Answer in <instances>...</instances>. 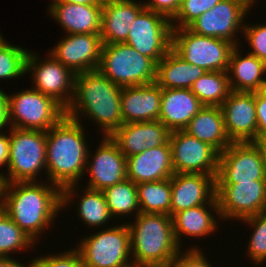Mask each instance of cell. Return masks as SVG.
Here are the masks:
<instances>
[{
	"label": "cell",
	"mask_w": 266,
	"mask_h": 267,
	"mask_svg": "<svg viewBox=\"0 0 266 267\" xmlns=\"http://www.w3.org/2000/svg\"><path fill=\"white\" fill-rule=\"evenodd\" d=\"M84 130L80 122L65 115L46 132L47 183L62 190V209L73 203L72 198L78 192L74 190L86 174L89 146Z\"/></svg>",
	"instance_id": "obj_1"
},
{
	"label": "cell",
	"mask_w": 266,
	"mask_h": 267,
	"mask_svg": "<svg viewBox=\"0 0 266 267\" xmlns=\"http://www.w3.org/2000/svg\"><path fill=\"white\" fill-rule=\"evenodd\" d=\"M61 208L62 190L52 183H7L3 210L34 242L51 227Z\"/></svg>",
	"instance_id": "obj_2"
},
{
	"label": "cell",
	"mask_w": 266,
	"mask_h": 267,
	"mask_svg": "<svg viewBox=\"0 0 266 267\" xmlns=\"http://www.w3.org/2000/svg\"><path fill=\"white\" fill-rule=\"evenodd\" d=\"M121 91V86L98 69L76 74L74 96L66 116L81 123L80 115H84L99 124L104 136H111L123 125Z\"/></svg>",
	"instance_id": "obj_3"
},
{
	"label": "cell",
	"mask_w": 266,
	"mask_h": 267,
	"mask_svg": "<svg viewBox=\"0 0 266 267\" xmlns=\"http://www.w3.org/2000/svg\"><path fill=\"white\" fill-rule=\"evenodd\" d=\"M126 223L130 233L132 263L145 267H170L181 247L174 236L170 215L139 213Z\"/></svg>",
	"instance_id": "obj_4"
},
{
	"label": "cell",
	"mask_w": 266,
	"mask_h": 267,
	"mask_svg": "<svg viewBox=\"0 0 266 267\" xmlns=\"http://www.w3.org/2000/svg\"><path fill=\"white\" fill-rule=\"evenodd\" d=\"M98 70L121 87L154 83L157 64L126 43L103 44Z\"/></svg>",
	"instance_id": "obj_5"
},
{
	"label": "cell",
	"mask_w": 266,
	"mask_h": 267,
	"mask_svg": "<svg viewBox=\"0 0 266 267\" xmlns=\"http://www.w3.org/2000/svg\"><path fill=\"white\" fill-rule=\"evenodd\" d=\"M8 121L12 128L47 132L65 115L66 109L53 97L33 89L7 95Z\"/></svg>",
	"instance_id": "obj_6"
},
{
	"label": "cell",
	"mask_w": 266,
	"mask_h": 267,
	"mask_svg": "<svg viewBox=\"0 0 266 267\" xmlns=\"http://www.w3.org/2000/svg\"><path fill=\"white\" fill-rule=\"evenodd\" d=\"M7 183L38 181L46 173V132L10 127Z\"/></svg>",
	"instance_id": "obj_7"
},
{
	"label": "cell",
	"mask_w": 266,
	"mask_h": 267,
	"mask_svg": "<svg viewBox=\"0 0 266 267\" xmlns=\"http://www.w3.org/2000/svg\"><path fill=\"white\" fill-rule=\"evenodd\" d=\"M124 223L105 227L78 242L85 267H125L132 263L130 233Z\"/></svg>",
	"instance_id": "obj_8"
},
{
	"label": "cell",
	"mask_w": 266,
	"mask_h": 267,
	"mask_svg": "<svg viewBox=\"0 0 266 267\" xmlns=\"http://www.w3.org/2000/svg\"><path fill=\"white\" fill-rule=\"evenodd\" d=\"M235 47L228 40L200 36L188 28L172 29L171 48L186 62L206 71H227Z\"/></svg>",
	"instance_id": "obj_9"
},
{
	"label": "cell",
	"mask_w": 266,
	"mask_h": 267,
	"mask_svg": "<svg viewBox=\"0 0 266 267\" xmlns=\"http://www.w3.org/2000/svg\"><path fill=\"white\" fill-rule=\"evenodd\" d=\"M124 43L157 64L172 46L171 21L144 8L131 23L128 38Z\"/></svg>",
	"instance_id": "obj_10"
},
{
	"label": "cell",
	"mask_w": 266,
	"mask_h": 267,
	"mask_svg": "<svg viewBox=\"0 0 266 267\" xmlns=\"http://www.w3.org/2000/svg\"><path fill=\"white\" fill-rule=\"evenodd\" d=\"M266 181L261 152L255 142H232L219 153L216 184Z\"/></svg>",
	"instance_id": "obj_11"
},
{
	"label": "cell",
	"mask_w": 266,
	"mask_h": 267,
	"mask_svg": "<svg viewBox=\"0 0 266 267\" xmlns=\"http://www.w3.org/2000/svg\"><path fill=\"white\" fill-rule=\"evenodd\" d=\"M220 219L242 221L266 211V181L216 184Z\"/></svg>",
	"instance_id": "obj_12"
},
{
	"label": "cell",
	"mask_w": 266,
	"mask_h": 267,
	"mask_svg": "<svg viewBox=\"0 0 266 267\" xmlns=\"http://www.w3.org/2000/svg\"><path fill=\"white\" fill-rule=\"evenodd\" d=\"M36 54L28 52L26 58V74L32 71L33 89L53 97L67 109L73 100L76 75L51 54L45 61Z\"/></svg>",
	"instance_id": "obj_13"
},
{
	"label": "cell",
	"mask_w": 266,
	"mask_h": 267,
	"mask_svg": "<svg viewBox=\"0 0 266 267\" xmlns=\"http://www.w3.org/2000/svg\"><path fill=\"white\" fill-rule=\"evenodd\" d=\"M174 173L217 175L219 152L184 130L170 132Z\"/></svg>",
	"instance_id": "obj_14"
},
{
	"label": "cell",
	"mask_w": 266,
	"mask_h": 267,
	"mask_svg": "<svg viewBox=\"0 0 266 267\" xmlns=\"http://www.w3.org/2000/svg\"><path fill=\"white\" fill-rule=\"evenodd\" d=\"M250 10L241 0H220L187 28L197 35L225 39L238 46L236 33L243 31Z\"/></svg>",
	"instance_id": "obj_15"
},
{
	"label": "cell",
	"mask_w": 266,
	"mask_h": 267,
	"mask_svg": "<svg viewBox=\"0 0 266 267\" xmlns=\"http://www.w3.org/2000/svg\"><path fill=\"white\" fill-rule=\"evenodd\" d=\"M101 141L94 155L88 150L85 170L90 176L85 187L99 191L127 179V158L117 143L110 136H103Z\"/></svg>",
	"instance_id": "obj_16"
},
{
	"label": "cell",
	"mask_w": 266,
	"mask_h": 267,
	"mask_svg": "<svg viewBox=\"0 0 266 267\" xmlns=\"http://www.w3.org/2000/svg\"><path fill=\"white\" fill-rule=\"evenodd\" d=\"M102 46L100 33L66 34L48 55L51 54L76 75L98 69Z\"/></svg>",
	"instance_id": "obj_17"
},
{
	"label": "cell",
	"mask_w": 266,
	"mask_h": 267,
	"mask_svg": "<svg viewBox=\"0 0 266 267\" xmlns=\"http://www.w3.org/2000/svg\"><path fill=\"white\" fill-rule=\"evenodd\" d=\"M220 108L231 142H254L257 139L255 92L232 91Z\"/></svg>",
	"instance_id": "obj_18"
},
{
	"label": "cell",
	"mask_w": 266,
	"mask_h": 267,
	"mask_svg": "<svg viewBox=\"0 0 266 267\" xmlns=\"http://www.w3.org/2000/svg\"><path fill=\"white\" fill-rule=\"evenodd\" d=\"M216 176L174 173L171 180L170 216L210 203L216 197Z\"/></svg>",
	"instance_id": "obj_19"
},
{
	"label": "cell",
	"mask_w": 266,
	"mask_h": 267,
	"mask_svg": "<svg viewBox=\"0 0 266 267\" xmlns=\"http://www.w3.org/2000/svg\"><path fill=\"white\" fill-rule=\"evenodd\" d=\"M173 175L169 140L164 145L127 157V179L135 184L160 181Z\"/></svg>",
	"instance_id": "obj_20"
},
{
	"label": "cell",
	"mask_w": 266,
	"mask_h": 267,
	"mask_svg": "<svg viewBox=\"0 0 266 267\" xmlns=\"http://www.w3.org/2000/svg\"><path fill=\"white\" fill-rule=\"evenodd\" d=\"M161 110V87L156 83L122 87V122L157 121Z\"/></svg>",
	"instance_id": "obj_21"
},
{
	"label": "cell",
	"mask_w": 266,
	"mask_h": 267,
	"mask_svg": "<svg viewBox=\"0 0 266 267\" xmlns=\"http://www.w3.org/2000/svg\"><path fill=\"white\" fill-rule=\"evenodd\" d=\"M203 106L190 89L161 88V110L158 120L170 132L184 130Z\"/></svg>",
	"instance_id": "obj_22"
},
{
	"label": "cell",
	"mask_w": 266,
	"mask_h": 267,
	"mask_svg": "<svg viewBox=\"0 0 266 267\" xmlns=\"http://www.w3.org/2000/svg\"><path fill=\"white\" fill-rule=\"evenodd\" d=\"M103 5L51 3L50 15L60 23L66 34L100 33Z\"/></svg>",
	"instance_id": "obj_23"
},
{
	"label": "cell",
	"mask_w": 266,
	"mask_h": 267,
	"mask_svg": "<svg viewBox=\"0 0 266 267\" xmlns=\"http://www.w3.org/2000/svg\"><path fill=\"white\" fill-rule=\"evenodd\" d=\"M144 8L140 0L104 3L100 30L102 43H124L131 23Z\"/></svg>",
	"instance_id": "obj_24"
},
{
	"label": "cell",
	"mask_w": 266,
	"mask_h": 267,
	"mask_svg": "<svg viewBox=\"0 0 266 267\" xmlns=\"http://www.w3.org/2000/svg\"><path fill=\"white\" fill-rule=\"evenodd\" d=\"M236 46L230 56L228 77L233 92H258L266 87V63L255 55L242 56ZM231 74V75H230Z\"/></svg>",
	"instance_id": "obj_25"
},
{
	"label": "cell",
	"mask_w": 266,
	"mask_h": 267,
	"mask_svg": "<svg viewBox=\"0 0 266 267\" xmlns=\"http://www.w3.org/2000/svg\"><path fill=\"white\" fill-rule=\"evenodd\" d=\"M209 208V209H207ZM212 210L211 212L209 210ZM220 218L217 198L215 197L210 203L200 205L194 208L176 213L173 219L174 236L177 244L181 247L182 236L193 238L206 237L218 230L217 218ZM213 212V214H212ZM217 229V230H216Z\"/></svg>",
	"instance_id": "obj_26"
},
{
	"label": "cell",
	"mask_w": 266,
	"mask_h": 267,
	"mask_svg": "<svg viewBox=\"0 0 266 267\" xmlns=\"http://www.w3.org/2000/svg\"><path fill=\"white\" fill-rule=\"evenodd\" d=\"M184 131L200 141L210 144L219 153L232 143L225 130L222 110L217 106H203Z\"/></svg>",
	"instance_id": "obj_27"
},
{
	"label": "cell",
	"mask_w": 266,
	"mask_h": 267,
	"mask_svg": "<svg viewBox=\"0 0 266 267\" xmlns=\"http://www.w3.org/2000/svg\"><path fill=\"white\" fill-rule=\"evenodd\" d=\"M206 70L186 62L172 48L157 63L155 82L165 89H190Z\"/></svg>",
	"instance_id": "obj_28"
},
{
	"label": "cell",
	"mask_w": 266,
	"mask_h": 267,
	"mask_svg": "<svg viewBox=\"0 0 266 267\" xmlns=\"http://www.w3.org/2000/svg\"><path fill=\"white\" fill-rule=\"evenodd\" d=\"M190 90L204 106L220 107L232 92L227 71H206Z\"/></svg>",
	"instance_id": "obj_29"
},
{
	"label": "cell",
	"mask_w": 266,
	"mask_h": 267,
	"mask_svg": "<svg viewBox=\"0 0 266 267\" xmlns=\"http://www.w3.org/2000/svg\"><path fill=\"white\" fill-rule=\"evenodd\" d=\"M140 213L170 215L171 180L170 178L136 184Z\"/></svg>",
	"instance_id": "obj_30"
},
{
	"label": "cell",
	"mask_w": 266,
	"mask_h": 267,
	"mask_svg": "<svg viewBox=\"0 0 266 267\" xmlns=\"http://www.w3.org/2000/svg\"><path fill=\"white\" fill-rule=\"evenodd\" d=\"M111 216L124 217L140 213L136 184L129 179L103 190ZM135 211V212H134Z\"/></svg>",
	"instance_id": "obj_31"
},
{
	"label": "cell",
	"mask_w": 266,
	"mask_h": 267,
	"mask_svg": "<svg viewBox=\"0 0 266 267\" xmlns=\"http://www.w3.org/2000/svg\"><path fill=\"white\" fill-rule=\"evenodd\" d=\"M77 215L84 224L99 227L112 220L103 191L88 189L84 187L83 195L77 202ZM105 223V224H104Z\"/></svg>",
	"instance_id": "obj_32"
},
{
	"label": "cell",
	"mask_w": 266,
	"mask_h": 267,
	"mask_svg": "<svg viewBox=\"0 0 266 267\" xmlns=\"http://www.w3.org/2000/svg\"><path fill=\"white\" fill-rule=\"evenodd\" d=\"M35 242L20 229L5 213L0 210V257H10V253L23 251L34 245Z\"/></svg>",
	"instance_id": "obj_33"
},
{
	"label": "cell",
	"mask_w": 266,
	"mask_h": 267,
	"mask_svg": "<svg viewBox=\"0 0 266 267\" xmlns=\"http://www.w3.org/2000/svg\"><path fill=\"white\" fill-rule=\"evenodd\" d=\"M27 49L9 44L0 36V80H11L26 74Z\"/></svg>",
	"instance_id": "obj_34"
},
{
	"label": "cell",
	"mask_w": 266,
	"mask_h": 267,
	"mask_svg": "<svg viewBox=\"0 0 266 267\" xmlns=\"http://www.w3.org/2000/svg\"><path fill=\"white\" fill-rule=\"evenodd\" d=\"M110 137L117 143L126 158L146 149L144 122L125 123Z\"/></svg>",
	"instance_id": "obj_35"
},
{
	"label": "cell",
	"mask_w": 266,
	"mask_h": 267,
	"mask_svg": "<svg viewBox=\"0 0 266 267\" xmlns=\"http://www.w3.org/2000/svg\"><path fill=\"white\" fill-rule=\"evenodd\" d=\"M241 222L254 227L253 233L249 238L247 257L258 266L266 262V211L246 218Z\"/></svg>",
	"instance_id": "obj_36"
},
{
	"label": "cell",
	"mask_w": 266,
	"mask_h": 267,
	"mask_svg": "<svg viewBox=\"0 0 266 267\" xmlns=\"http://www.w3.org/2000/svg\"><path fill=\"white\" fill-rule=\"evenodd\" d=\"M220 0H182L181 7L171 21L172 29L187 28L194 20L211 10Z\"/></svg>",
	"instance_id": "obj_37"
},
{
	"label": "cell",
	"mask_w": 266,
	"mask_h": 267,
	"mask_svg": "<svg viewBox=\"0 0 266 267\" xmlns=\"http://www.w3.org/2000/svg\"><path fill=\"white\" fill-rule=\"evenodd\" d=\"M39 267H85L82 256L77 248L66 250L64 253L49 254L34 259Z\"/></svg>",
	"instance_id": "obj_38"
},
{
	"label": "cell",
	"mask_w": 266,
	"mask_h": 267,
	"mask_svg": "<svg viewBox=\"0 0 266 267\" xmlns=\"http://www.w3.org/2000/svg\"><path fill=\"white\" fill-rule=\"evenodd\" d=\"M243 37L251 47V51L248 52L255 55L260 60L266 63V23L247 25L244 23ZM245 34V36H244Z\"/></svg>",
	"instance_id": "obj_39"
},
{
	"label": "cell",
	"mask_w": 266,
	"mask_h": 267,
	"mask_svg": "<svg viewBox=\"0 0 266 267\" xmlns=\"http://www.w3.org/2000/svg\"><path fill=\"white\" fill-rule=\"evenodd\" d=\"M170 131L159 120L144 122V137L146 149L164 145L169 140Z\"/></svg>",
	"instance_id": "obj_40"
},
{
	"label": "cell",
	"mask_w": 266,
	"mask_h": 267,
	"mask_svg": "<svg viewBox=\"0 0 266 267\" xmlns=\"http://www.w3.org/2000/svg\"><path fill=\"white\" fill-rule=\"evenodd\" d=\"M199 247H190L184 252L181 250L170 267H212L206 254Z\"/></svg>",
	"instance_id": "obj_41"
},
{
	"label": "cell",
	"mask_w": 266,
	"mask_h": 267,
	"mask_svg": "<svg viewBox=\"0 0 266 267\" xmlns=\"http://www.w3.org/2000/svg\"><path fill=\"white\" fill-rule=\"evenodd\" d=\"M182 0H149L143 2L145 8L150 9L160 15H163L172 21L177 15Z\"/></svg>",
	"instance_id": "obj_42"
},
{
	"label": "cell",
	"mask_w": 266,
	"mask_h": 267,
	"mask_svg": "<svg viewBox=\"0 0 266 267\" xmlns=\"http://www.w3.org/2000/svg\"><path fill=\"white\" fill-rule=\"evenodd\" d=\"M255 105L257 114V138L266 137V93L255 92Z\"/></svg>",
	"instance_id": "obj_43"
},
{
	"label": "cell",
	"mask_w": 266,
	"mask_h": 267,
	"mask_svg": "<svg viewBox=\"0 0 266 267\" xmlns=\"http://www.w3.org/2000/svg\"><path fill=\"white\" fill-rule=\"evenodd\" d=\"M6 131H0V167L6 165V169H8V161H9V134Z\"/></svg>",
	"instance_id": "obj_44"
},
{
	"label": "cell",
	"mask_w": 266,
	"mask_h": 267,
	"mask_svg": "<svg viewBox=\"0 0 266 267\" xmlns=\"http://www.w3.org/2000/svg\"><path fill=\"white\" fill-rule=\"evenodd\" d=\"M6 125L10 126L8 121L7 93L0 88V131Z\"/></svg>",
	"instance_id": "obj_45"
},
{
	"label": "cell",
	"mask_w": 266,
	"mask_h": 267,
	"mask_svg": "<svg viewBox=\"0 0 266 267\" xmlns=\"http://www.w3.org/2000/svg\"><path fill=\"white\" fill-rule=\"evenodd\" d=\"M29 262V265L25 266L20 261L17 262V259L14 260L13 257H0V267H30L34 263V260H30Z\"/></svg>",
	"instance_id": "obj_46"
},
{
	"label": "cell",
	"mask_w": 266,
	"mask_h": 267,
	"mask_svg": "<svg viewBox=\"0 0 266 267\" xmlns=\"http://www.w3.org/2000/svg\"><path fill=\"white\" fill-rule=\"evenodd\" d=\"M52 3H74L83 5H103L99 0H53Z\"/></svg>",
	"instance_id": "obj_47"
},
{
	"label": "cell",
	"mask_w": 266,
	"mask_h": 267,
	"mask_svg": "<svg viewBox=\"0 0 266 267\" xmlns=\"http://www.w3.org/2000/svg\"><path fill=\"white\" fill-rule=\"evenodd\" d=\"M254 142L261 152L262 161L266 171V137L257 138Z\"/></svg>",
	"instance_id": "obj_48"
},
{
	"label": "cell",
	"mask_w": 266,
	"mask_h": 267,
	"mask_svg": "<svg viewBox=\"0 0 266 267\" xmlns=\"http://www.w3.org/2000/svg\"><path fill=\"white\" fill-rule=\"evenodd\" d=\"M6 175L0 172V210H3L5 191L7 186Z\"/></svg>",
	"instance_id": "obj_49"
},
{
	"label": "cell",
	"mask_w": 266,
	"mask_h": 267,
	"mask_svg": "<svg viewBox=\"0 0 266 267\" xmlns=\"http://www.w3.org/2000/svg\"><path fill=\"white\" fill-rule=\"evenodd\" d=\"M244 4H246L250 9L252 8L255 0H241Z\"/></svg>",
	"instance_id": "obj_50"
},
{
	"label": "cell",
	"mask_w": 266,
	"mask_h": 267,
	"mask_svg": "<svg viewBox=\"0 0 266 267\" xmlns=\"http://www.w3.org/2000/svg\"><path fill=\"white\" fill-rule=\"evenodd\" d=\"M125 267H145V266H140V265H138V264L131 263V264L125 266Z\"/></svg>",
	"instance_id": "obj_51"
},
{
	"label": "cell",
	"mask_w": 266,
	"mask_h": 267,
	"mask_svg": "<svg viewBox=\"0 0 266 267\" xmlns=\"http://www.w3.org/2000/svg\"><path fill=\"white\" fill-rule=\"evenodd\" d=\"M120 1H133V0H106V3H110V2H120Z\"/></svg>",
	"instance_id": "obj_52"
},
{
	"label": "cell",
	"mask_w": 266,
	"mask_h": 267,
	"mask_svg": "<svg viewBox=\"0 0 266 267\" xmlns=\"http://www.w3.org/2000/svg\"><path fill=\"white\" fill-rule=\"evenodd\" d=\"M30 267H39L35 262Z\"/></svg>",
	"instance_id": "obj_53"
},
{
	"label": "cell",
	"mask_w": 266,
	"mask_h": 267,
	"mask_svg": "<svg viewBox=\"0 0 266 267\" xmlns=\"http://www.w3.org/2000/svg\"><path fill=\"white\" fill-rule=\"evenodd\" d=\"M100 2H102L103 4L106 3V0H99Z\"/></svg>",
	"instance_id": "obj_54"
}]
</instances>
